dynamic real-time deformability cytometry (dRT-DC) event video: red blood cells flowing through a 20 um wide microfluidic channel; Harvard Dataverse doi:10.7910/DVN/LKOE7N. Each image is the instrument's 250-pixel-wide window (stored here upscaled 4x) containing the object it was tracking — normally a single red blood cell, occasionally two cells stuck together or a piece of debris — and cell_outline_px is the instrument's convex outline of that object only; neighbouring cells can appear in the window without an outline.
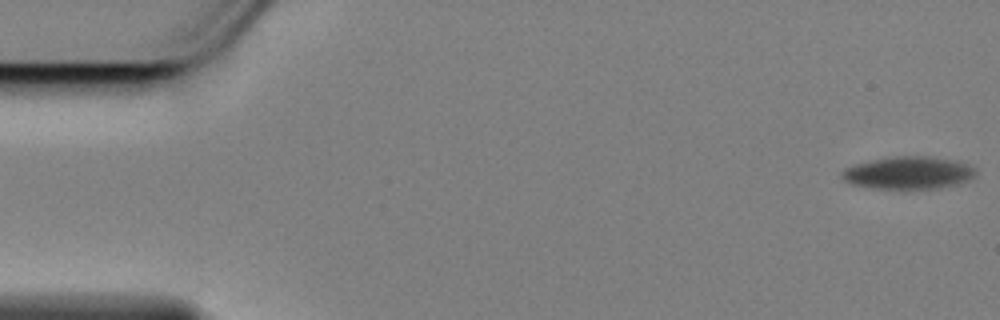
{"species": "Egyptian fruit bat (a non-hibernating species)", "species_latin": "Rousettus aegyptiacus", "temperature_condition": "cold", "stored_images_in_passage": 48, "camera_frame_rate_fps": 3000, "um_per_image_px": 0.085, "animal": {"sex": "female"}, "frame": {"image": 1, "passage_image": 1, "time_ms": 0.0, "image_size_px": [1000, 320], "cell_outline_px": [[976, 176], [960, 184], [940, 188], [912, 192], [900, 192], [872, 188], [848, 184], [840, 176], [840, 172], [844, 168], [856, 164], [888, 156], [928, 156], [952, 160], [964, 164], [972, 168], [976, 172]], "centroid_in_image_um": [77.15, 14.75], "position_along_channel_um": 7.8, "area_um2": 26.53}}
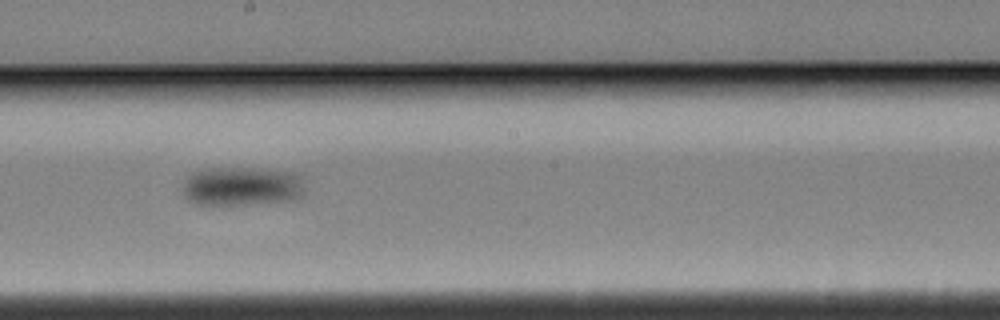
{"frame": {"image": 2, "passage_image": 32, "time_ms": 10.333, "image_size_px": [1000, 320], "cell_outline_px": [[300, 196], [284, 200], [240, 204], [196, 204], [188, 200], [180, 192], [184, 180], [192, 172], [208, 168], [256, 168], [296, 172], [300, 176]], "centroid_in_image_um": [20.42, 15.8], "position_along_channel_um": 227.8, "area_um2": 27.34}}
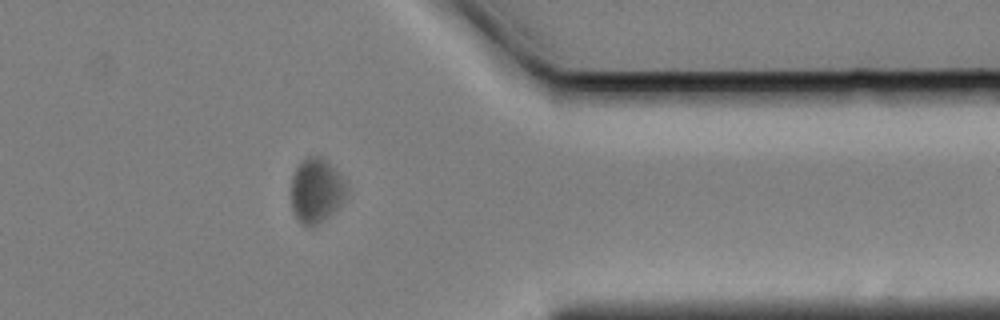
{"frame": {"image": 3, "passage_image": 47, "time_ms": 15.333, "image_size_px": [1000, 320], "cell_outline_px": [[348, 192], [340, 204], [328, 216], [312, 228], [308, 228], [300, 224], [296, 220], [292, 212], [292, 176], [296, 168], [308, 156], [320, 156], [340, 176], [348, 188]], "centroid_in_image_um": [26.85, 16.26], "position_along_channel_um": 384.6, "area_um2": 20.58}}